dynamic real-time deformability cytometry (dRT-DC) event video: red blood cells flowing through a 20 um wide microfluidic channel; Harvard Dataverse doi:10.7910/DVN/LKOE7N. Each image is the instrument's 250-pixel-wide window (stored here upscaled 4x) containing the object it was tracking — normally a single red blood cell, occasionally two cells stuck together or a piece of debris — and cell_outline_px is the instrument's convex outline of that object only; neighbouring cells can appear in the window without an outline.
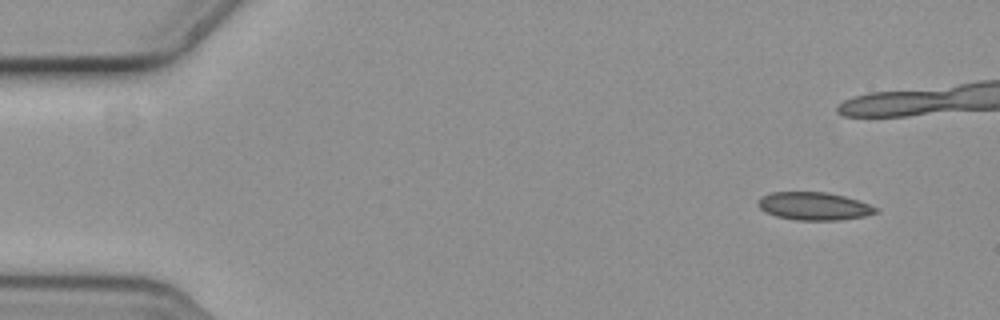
{"species": "common noctule bat (a hibernating species)", "species_latin": "Nyctalus noctula", "temperature_condition": "cold", "stored_images_in_passage": 8, "camera_frame_rate_fps": 3000, "um_per_image_px": 0.085, "animal": {"sex": "female", "body_mass_g": 19.3, "forearm_length_mm": 54.1}, "frame": {"image": 1, "passage_image": 1, "time_ms": 0.0, "image_size_px": [1000, 320], "cell_outline_px": [[880, 212], [864, 216], [840, 220], [796, 220], [776, 216], [764, 212], [756, 204], [756, 200], [772, 192], [828, 192], [844, 196], [880, 208]], "centroid_in_image_um": [69.19, 17.52], "position_along_channel_um": 15.8, "area_um2": 19.25}}
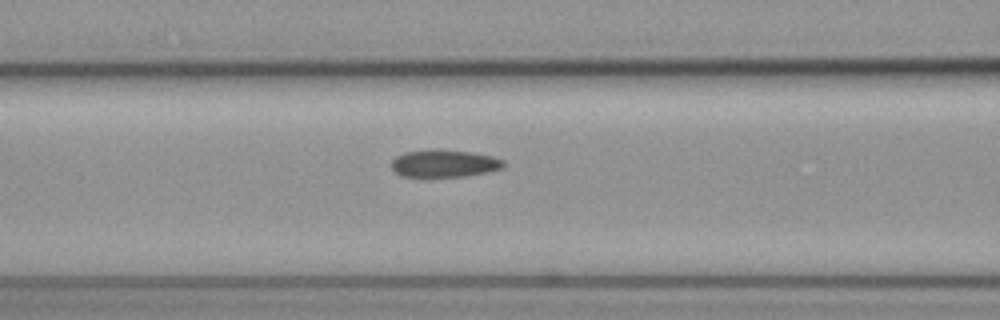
{"frame": {"image": 2, "passage_image": 8, "time_ms": 2.333, "image_size_px": [1000, 320], "cell_outline_px": [[504, 168], [488, 172], [464, 176], [400, 176], [392, 168], [392, 160], [396, 156], [404, 152], [472, 152], [492, 156], [504, 160]], "centroid_in_image_um": [37.81, 13.93], "position_along_channel_um": 128.8, "area_um2": 17.05}}